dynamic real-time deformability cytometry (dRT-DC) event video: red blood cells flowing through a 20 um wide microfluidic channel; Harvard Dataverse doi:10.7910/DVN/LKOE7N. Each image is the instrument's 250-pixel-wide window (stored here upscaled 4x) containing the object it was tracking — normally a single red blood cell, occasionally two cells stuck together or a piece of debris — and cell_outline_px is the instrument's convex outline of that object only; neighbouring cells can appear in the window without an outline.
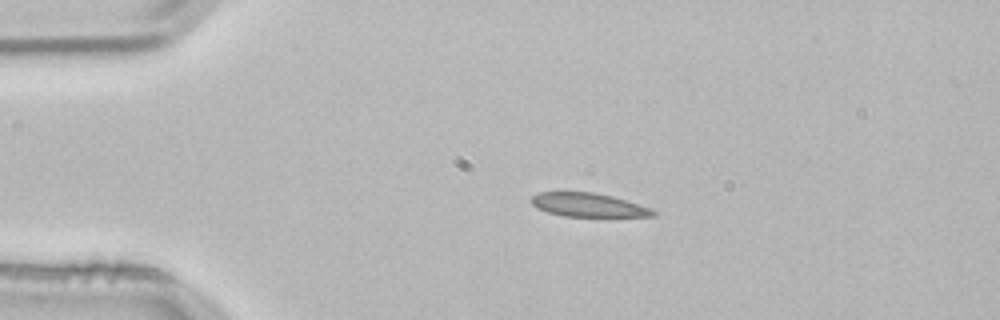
{"species": "common noctule bat (a hibernating species)", "species_latin": "Nyctalus noctula", "temperature_condition": "room temperature", "stored_images_in_passage": 3, "camera_frame_rate_fps": 3000, "um_per_image_px": 0.085, "animal": {"sex": "male", "body_mass_g": 21.5, "forearm_length_mm": 52.0}, "frame": {"image": 1, "passage_image": 2, "time_ms": 0.333, "image_size_px": [1000, 320], "cell_outline_px": [[656, 216], [564, 216], [548, 212], [536, 208], [532, 204], [532, 196], [540, 192], [592, 192], [612, 196], [652, 208], [656, 212]], "centroid_in_image_um": [50.01, 17.42], "position_along_channel_um": 35.0, "area_um2": 16.65}}